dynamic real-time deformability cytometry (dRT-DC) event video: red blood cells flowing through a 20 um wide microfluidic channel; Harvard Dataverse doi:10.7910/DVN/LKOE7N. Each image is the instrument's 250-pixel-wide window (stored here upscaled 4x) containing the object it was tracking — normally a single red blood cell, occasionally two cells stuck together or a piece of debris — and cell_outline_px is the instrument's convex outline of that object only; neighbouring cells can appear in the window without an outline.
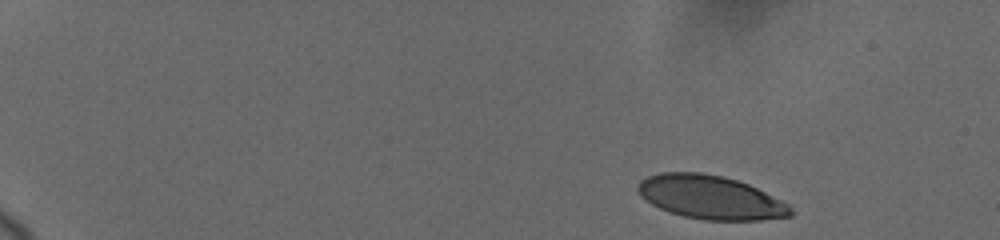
{"species": "human", "species_latin": "Homo sapiens", "temperature_condition": "cold", "stored_images_in_passage": 15, "camera_frame_rate_fps": 3000, "um_per_image_px": 0.085, "donor": {"sex": "female"}, "frame": {"image": 1, "passage_image": 1, "time_ms": 0.0, "image_size_px": [1000, 240], "cell_outline_px": [[792, 216], [760, 220], [704, 220], [684, 216], [660, 208], [652, 204], [640, 196], [636, 188], [636, 184], [640, 180], [648, 176], [660, 172], [700, 172], [724, 176], [748, 184], [788, 204], [792, 208]], "centroid_in_image_um": [60.36, 16.76], "position_along_channel_um": 24.6, "area_um2": 38.73}}
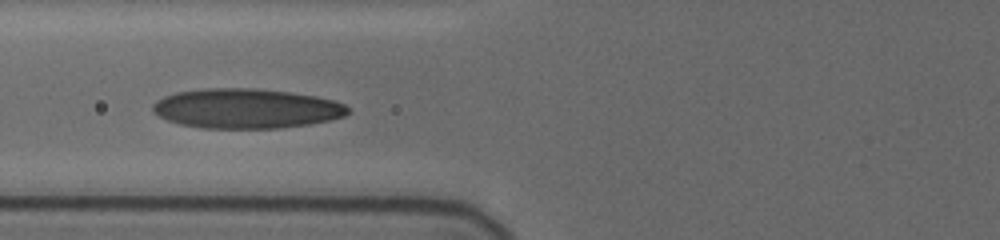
{"frame": {"image": 2, "passage_image": 11, "time_ms": 6.0, "image_size_px": [1000, 240], "cell_outline_px": [[348, 112], [344, 116], [328, 120], [308, 124], [280, 128], [200, 128], [180, 124], [168, 120], [152, 112], [152, 104], [156, 100], [164, 96], [176, 92], [204, 88], [256, 88], [288, 92], [316, 96], [332, 100], [344, 104], [348, 108]], "centroid_in_image_um": [20.88, 9.22], "position_along_channel_um": 104.9, "area_um2": 45.14}}
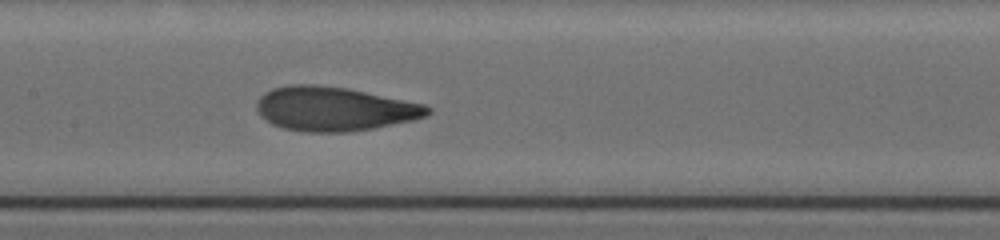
{"frame": {"image": 3, "passage_image": 15, "time_ms": 8.0, "image_size_px": [1000, 240], "cell_outline_px": [[432, 112], [428, 116], [412, 120], [372, 128], [348, 132], [304, 132], [284, 128], [272, 124], [260, 116], [256, 108], [256, 104], [260, 96], [264, 92], [272, 88], [292, 84], [316, 84], [344, 88], [424, 104], [432, 108]], "centroid_in_image_um": [28.38, 9.25], "position_along_channel_um": 179.0, "area_um2": 43.81}}